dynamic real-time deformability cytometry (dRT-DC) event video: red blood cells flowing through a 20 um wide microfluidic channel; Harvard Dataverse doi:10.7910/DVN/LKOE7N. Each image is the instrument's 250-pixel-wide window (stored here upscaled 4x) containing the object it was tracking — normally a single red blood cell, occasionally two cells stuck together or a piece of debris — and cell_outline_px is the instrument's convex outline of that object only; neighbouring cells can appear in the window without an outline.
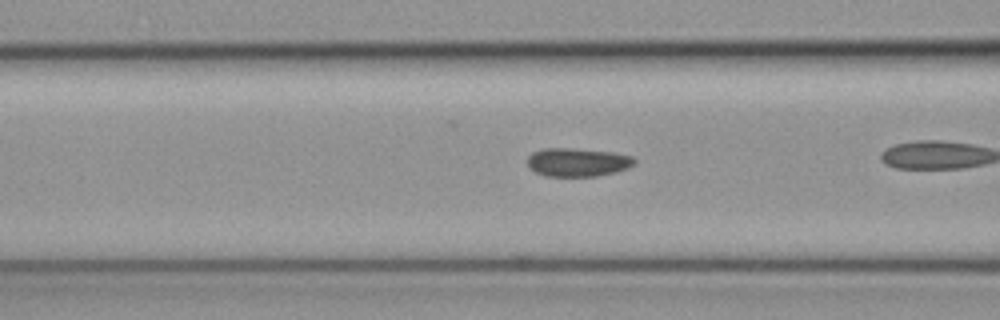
{"species": "common noctule bat (a hibernating species)", "species_latin": "Nyctalus noctula", "temperature_condition": "cold", "stored_images_in_passage": 30, "camera_frame_rate_fps": 3000, "um_per_image_px": 0.085, "animal": {"sex": "female", "body_mass_g": 19.3, "forearm_length_mm": 54.1}, "frame": {"image": 1, "passage_image": 9, "time_ms": 2.667, "image_size_px": [1000, 320], "cell_outline_px": [[636, 160], [628, 168], [616, 172], [596, 176], [544, 176], [536, 172], [528, 164], [528, 156], [532, 152], [544, 148], [572, 148], [612, 152], [632, 156]], "centroid_in_image_um": [49.09, 13.78], "position_along_channel_um": 117.5, "area_um2": 17.69}}